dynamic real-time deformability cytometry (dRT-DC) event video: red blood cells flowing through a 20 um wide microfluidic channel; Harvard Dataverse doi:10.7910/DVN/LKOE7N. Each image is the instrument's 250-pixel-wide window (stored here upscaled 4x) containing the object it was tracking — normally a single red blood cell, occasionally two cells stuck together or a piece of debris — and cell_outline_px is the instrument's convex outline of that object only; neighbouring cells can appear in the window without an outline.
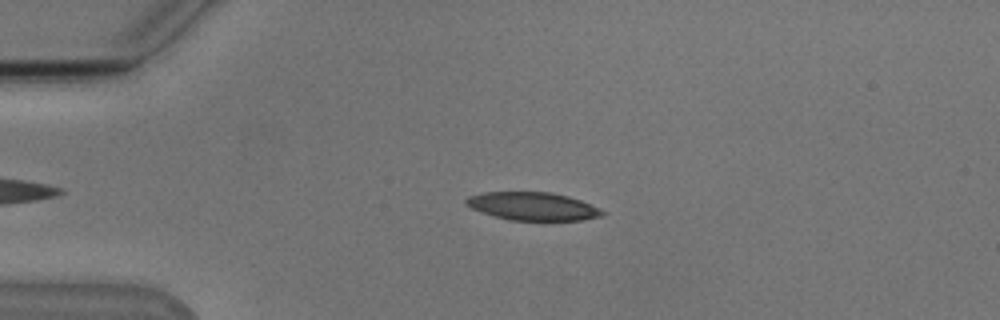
{"species": "Egyptian fruit bat (a non-hibernating species)", "species_latin": "Rousettus aegyptiacus", "temperature_condition": "cold", "stored_images_in_passage": 45, "camera_frame_rate_fps": 3000, "um_per_image_px": 0.085, "animal": {"sex": "male"}, "frame": {"image": 1, "passage_image": 12, "time_ms": 3.667, "image_size_px": [1000, 320], "cell_outline_px": [[604, 216], [580, 220], [508, 220], [472, 208], [464, 204], [464, 200], [468, 196], [484, 192], [552, 192], [568, 196], [580, 200], [600, 208], [604, 212]], "centroid_in_image_um": [45.29, 17.52], "position_along_channel_um": 39.7, "area_um2": 22.2}}
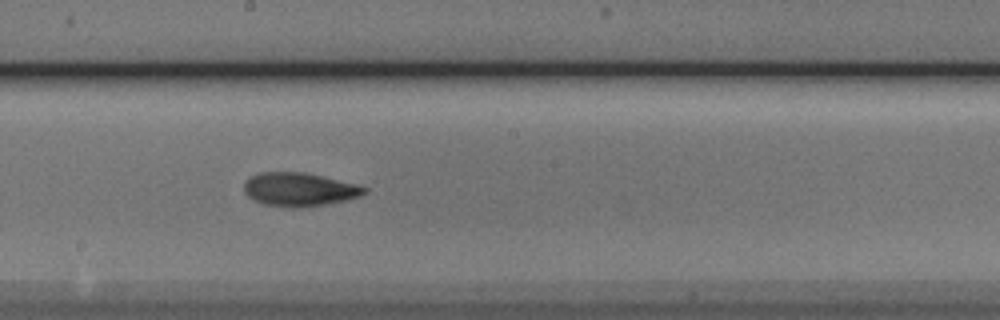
{"frame": {"image": 2, "passage_image": 29, "time_ms": 9.333, "image_size_px": [1000, 320], "cell_outline_px": [[368, 192], [360, 196], [344, 200], [324, 204], [296, 208], [292, 208], [264, 204], [252, 200], [244, 192], [244, 180], [248, 176], [256, 172], [304, 172], [356, 184], [368, 188]], "centroid_in_image_um": [25.38, 16.09], "position_along_channel_um": 222.8, "area_um2": 23.64}}
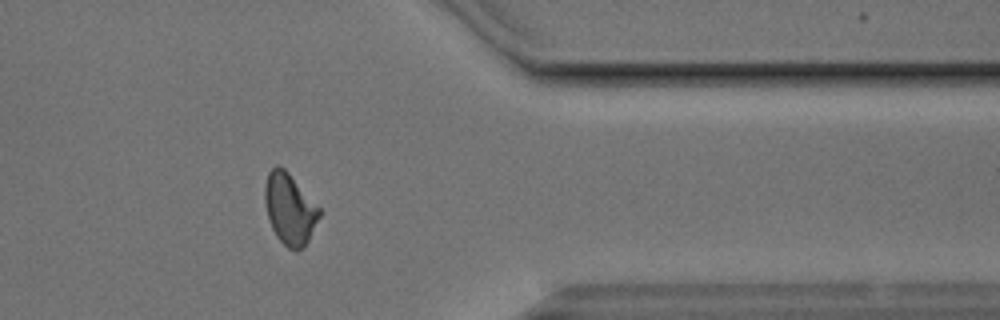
{"frame": {"image": 3, "passage_image": 43, "time_ms": 14.0, "image_size_px": [1000, 320], "cell_outline_px": [[320, 216], [308, 240], [296, 252], [288, 248], [276, 236], [272, 228], [268, 216], [264, 200], [264, 188], [268, 172], [276, 164], [284, 168], [288, 172], [320, 208]], "centroid_in_image_um": [24.61, 17.74], "position_along_channel_um": 386.8, "area_um2": 22.31}, "authors_computed_cell_mechanics": {"area_um2": 22.7154, "velocity_mm_per_s": 3.8116, "shape_relaxation_time_tau1_ms": 6.7526, "shape_relaxation_time_tau2_ms": 3.7846, "deformation_change_tau1": 0.1797, "deformation_change_tau2": 0.1134}}